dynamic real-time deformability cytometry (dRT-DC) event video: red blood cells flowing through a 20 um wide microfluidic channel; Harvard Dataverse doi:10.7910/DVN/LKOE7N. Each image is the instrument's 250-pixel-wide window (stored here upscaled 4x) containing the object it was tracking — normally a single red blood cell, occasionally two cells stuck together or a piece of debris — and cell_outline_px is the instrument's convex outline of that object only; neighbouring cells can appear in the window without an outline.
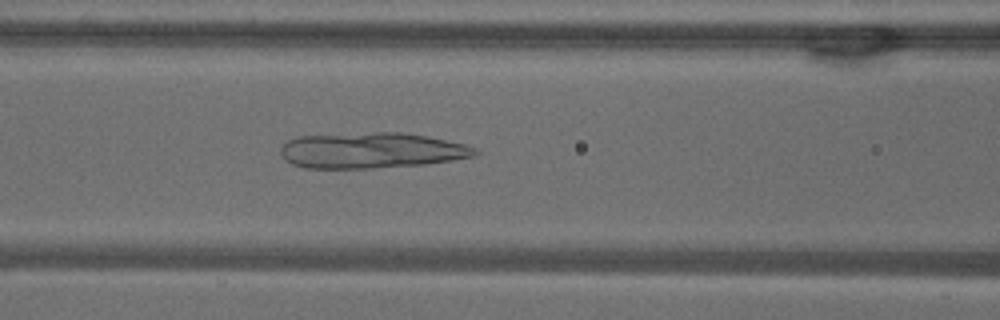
{"species": "common noctule bat (a hibernating species)", "species_latin": "Nyctalus noctula", "temperature_condition": "warm", "stored_images_in_passage": 49, "camera_frame_rate_fps": 3000, "um_per_image_px": 0.085, "animal": {"sex": "male", "body_mass_g": 18.8}, "frame": {"image": 1, "passage_image": 19, "time_ms": 6.0, "image_size_px": [1000, 320], "cell_outline_px": [[480, 152], [476, 156], [452, 160], [424, 164], [372, 168], [304, 168], [292, 164], [284, 160], [280, 152], [280, 148], [288, 140], [296, 136], [372, 132], [400, 132], [428, 136], [464, 144], [476, 148]], "centroid_in_image_um": [31.56, 12.78], "position_along_channel_um": 135.0, "area_um2": 40.69}}
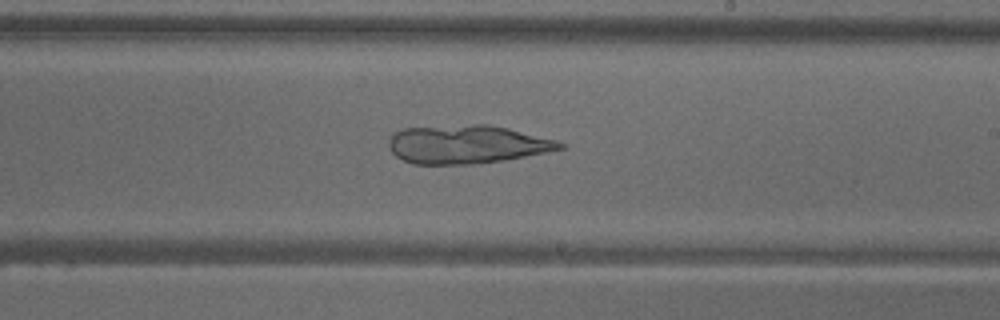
{"frame": {"image": 2, "passage_image": 28, "time_ms": 9.0, "image_size_px": [1000, 320], "cell_outline_px": [[568, 144], [564, 148], [504, 160], [476, 164], [412, 164], [396, 156], [392, 152], [388, 144], [388, 140], [392, 132], [404, 128], [472, 124], [488, 124], [508, 128], [556, 140]], "centroid_in_image_um": [39.66, 12.26], "position_along_channel_um": 249.3, "area_um2": 38.38}}
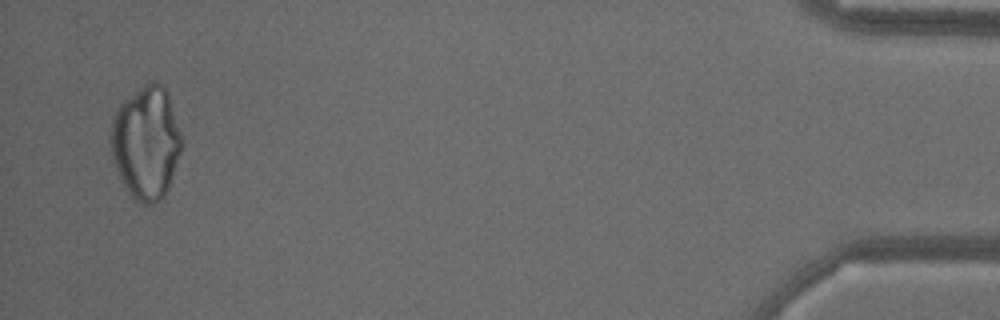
{"frame": {"image": 3, "passage_image": 48, "time_ms": 15.667, "image_size_px": [1000, 320], "cell_outline_px": [[184, 144], [168, 188], [164, 196], [160, 200], [152, 204], [140, 204], [128, 192], [120, 180], [112, 160], [108, 140], [108, 136], [112, 116], [120, 104], [124, 100], [148, 80], [156, 80], [168, 92], [184, 140]], "centroid_in_image_um": [12.4, 12.11], "position_along_channel_um": 422.8, "area_um2": 47.86}}